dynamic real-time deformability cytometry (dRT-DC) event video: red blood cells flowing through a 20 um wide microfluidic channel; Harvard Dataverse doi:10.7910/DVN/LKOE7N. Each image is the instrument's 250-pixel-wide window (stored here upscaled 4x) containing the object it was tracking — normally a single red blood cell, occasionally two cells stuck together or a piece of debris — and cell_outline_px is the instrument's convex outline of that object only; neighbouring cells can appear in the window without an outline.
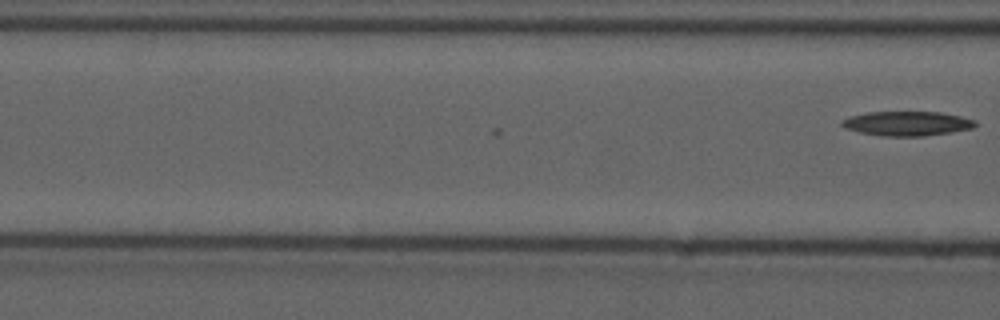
{"species": "common noctule bat (a hibernating species)", "species_latin": "Nyctalus noctula", "temperature_condition": "cold", "stored_images_in_passage": 5, "camera_frame_rate_fps": 3000, "um_per_image_px": 0.085, "animal": {"sex": "male", "forearm_length_mm": 52.5}, "frame": {"image": 1, "passage_image": 5, "time_ms": 1.333, "image_size_px": [1000, 320], "cell_outline_px": [[976, 124], [972, 128], [952, 132], [924, 136], [884, 136], [860, 132], [844, 128], [840, 124], [840, 120], [848, 116], [864, 112], [940, 112], [960, 116], [976, 120]], "centroid_in_image_um": [77.05, 10.49], "position_along_channel_um": 89.5, "area_um2": 19.13}}